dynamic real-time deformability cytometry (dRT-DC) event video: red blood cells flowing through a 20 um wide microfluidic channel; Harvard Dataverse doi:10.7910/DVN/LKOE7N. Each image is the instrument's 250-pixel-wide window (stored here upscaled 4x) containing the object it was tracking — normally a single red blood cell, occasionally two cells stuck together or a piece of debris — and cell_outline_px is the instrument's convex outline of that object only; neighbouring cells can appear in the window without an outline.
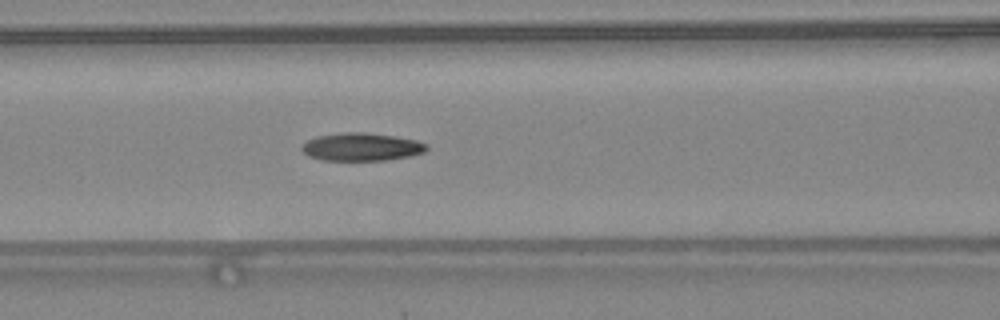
{"species": "common noctule bat (a hibernating species)", "species_latin": "Nyctalus noctula", "temperature_condition": "warm", "stored_images_in_passage": 48, "camera_frame_rate_fps": 3000, "um_per_image_px": 0.085, "animal": {"sex": "female", "body_mass_g": 24.6, "forearm_length_mm": 56.2}, "frame": {"image": 1, "passage_image": 21, "time_ms": 6.667, "image_size_px": [1000, 320], "cell_outline_px": [[428, 148], [424, 152], [412, 156], [388, 160], [320, 160], [308, 156], [300, 148], [308, 140], [316, 136], [344, 132], [364, 132], [396, 136], [416, 140], [428, 144]], "centroid_in_image_um": [30.75, 12.48], "position_along_channel_um": 135.8, "area_um2": 20.46}}
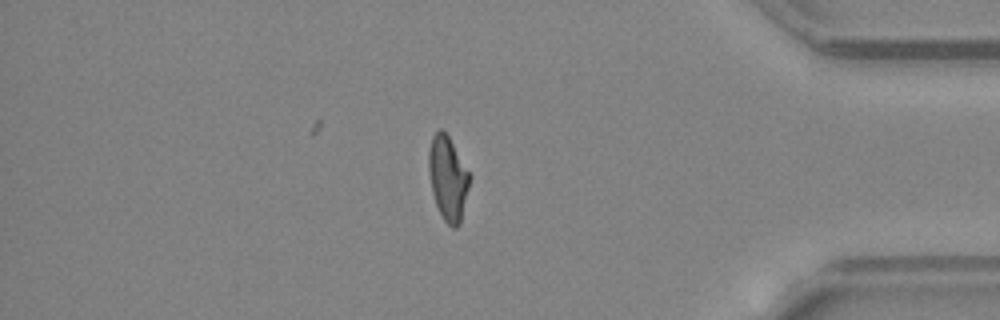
{"frame": {"image": 2, "passage_image": 41, "time_ms": 13.333, "image_size_px": [1000, 320], "cell_outline_px": [[472, 176], [460, 224], [456, 228], [452, 228], [444, 220], [436, 204], [432, 192], [428, 172], [428, 148], [432, 136], [440, 128], [448, 136]], "centroid_in_image_um": [38.07, 15.15], "position_along_channel_um": 397.1, "area_um2": 20.23}, "authors_computed_cell_mechanics": {"area_um2": 20.0566, "velocity_mm_per_s": 4.3998, "shape_relaxation_time_tau1_ms": 5.4703, "shape_relaxation_time_tau2_ms": 2.8731, "deformation_change_tau1": 0.2216, "deformation_change_tau2": 0.1119}}